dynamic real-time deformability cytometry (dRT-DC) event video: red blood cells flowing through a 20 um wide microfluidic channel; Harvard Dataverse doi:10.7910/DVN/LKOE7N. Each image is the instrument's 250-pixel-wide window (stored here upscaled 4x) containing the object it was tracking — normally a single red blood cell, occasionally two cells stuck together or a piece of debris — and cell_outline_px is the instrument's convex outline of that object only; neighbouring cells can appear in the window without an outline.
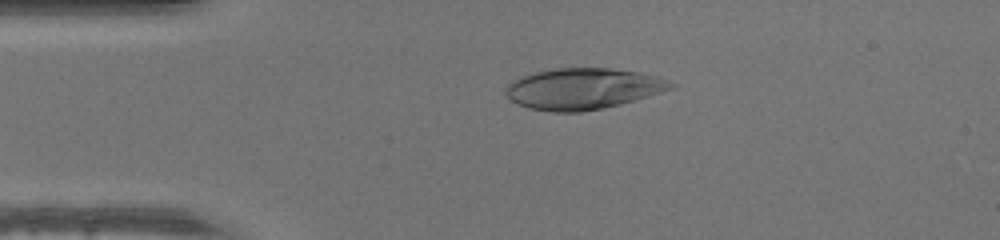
{"species": "human", "species_latin": "Homo sapiens", "temperature_condition": "warm", "stored_images_in_passage": 42, "camera_frame_rate_fps": 3000, "um_per_image_px": 0.085, "donor": {"sex": "male"}, "frame": {"image": 1, "passage_image": 4, "time_ms": 1.0, "image_size_px": [1000, 240], "cell_outline_px": [[676, 84], [672, 88], [648, 96], [620, 104], [580, 112], [552, 112], [528, 108], [512, 100], [504, 92], [504, 88], [512, 80], [520, 76], [536, 72], [556, 68], [608, 68], [636, 72], [656, 76]], "centroid_in_image_um": [49.5, 7.54], "position_along_channel_um": 35.5, "area_um2": 39.19}}
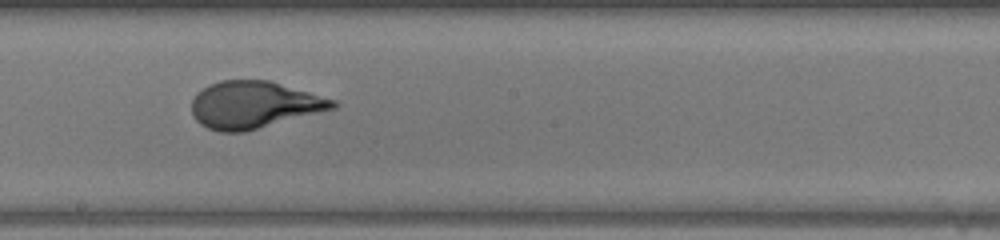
{"frame": {"image": 2, "passage_image": 20, "time_ms": 6.333, "image_size_px": [1000, 240], "cell_outline_px": [[340, 104], [336, 108], [244, 132], [220, 132], [208, 128], [200, 124], [192, 116], [192, 100], [196, 92], [208, 84], [220, 80], [268, 80], [336, 100]], "centroid_in_image_um": [21.56, 8.91], "position_along_channel_um": 226.6, "area_um2": 38.78}}
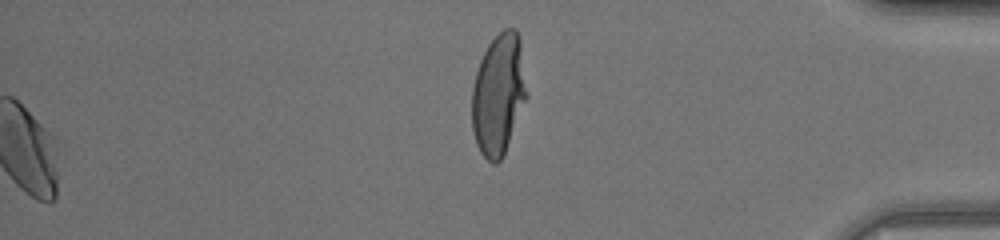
{"frame": {"image": 3, "passage_image": 34, "time_ms": 11.0, "image_size_px": [1000, 240], "cell_outline_px": [[528, 96], [504, 156], [496, 164], [492, 164], [480, 152], [476, 144], [472, 128], [472, 88], [476, 72], [480, 60], [488, 44], [504, 28], [516, 28], [520, 36]], "centroid_in_image_um": [42.39, 8.03], "position_along_channel_um": 392.8, "area_um2": 39.19}}